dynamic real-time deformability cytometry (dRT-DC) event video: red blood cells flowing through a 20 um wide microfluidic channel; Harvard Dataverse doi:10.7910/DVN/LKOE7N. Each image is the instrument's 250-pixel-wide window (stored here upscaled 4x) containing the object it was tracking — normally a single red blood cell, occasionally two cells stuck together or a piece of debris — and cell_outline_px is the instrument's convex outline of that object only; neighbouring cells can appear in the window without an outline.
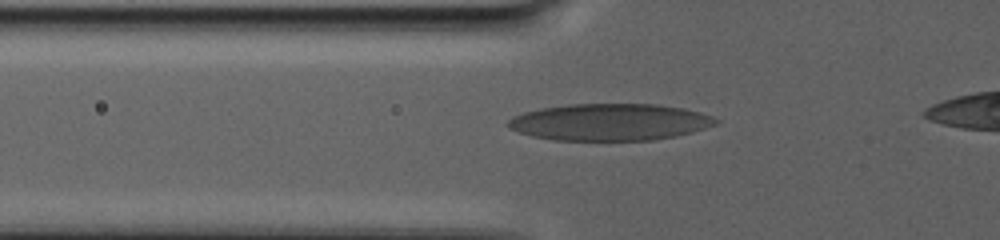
{"species": "human", "species_latin": "Homo sapiens", "temperature_condition": "warm", "stored_images_in_passage": 10, "camera_frame_rate_fps": 3000, "um_per_image_px": 0.085, "donor": {"sex": "male"}, "frame": {"image": 1, "passage_image": 5, "time_ms": 4.0, "image_size_px": [1000, 240], "cell_outline_px": [[720, 120], [716, 124], [692, 132], [652, 140], [556, 140], [532, 136], [508, 128], [504, 124], [512, 116], [524, 112], [540, 108], [568, 104], [660, 104], [684, 108], [700, 112], [712, 116]], "centroid_in_image_um": [51.81, 10.37], "position_along_channel_um": 74.0, "area_um2": 44.68}}
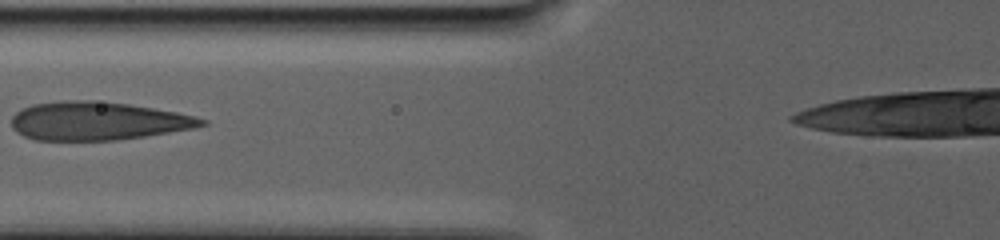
{"frame": {"image": 2, "passage_image": 7, "time_ms": 6.0, "image_size_px": [1000, 240], "cell_outline_px": [[208, 124], [196, 128], [144, 136], [116, 140], [32, 140], [16, 132], [12, 128], [12, 116], [16, 112], [32, 104], [60, 100], [92, 100], [128, 104], [176, 112], [196, 116], [208, 120]], "centroid_in_image_um": [8.3, 10.28], "position_along_channel_um": 117.5, "area_um2": 42.66}}
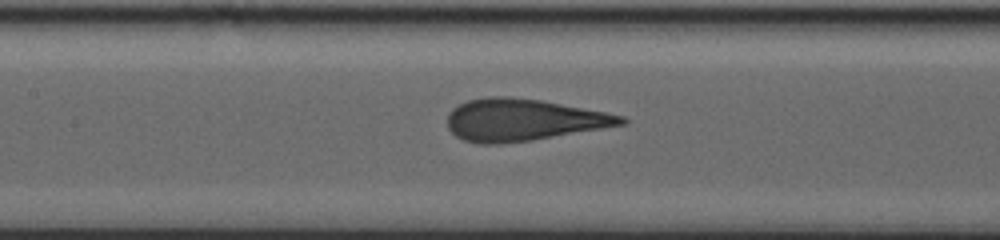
{"frame": {"image": 3, "passage_image": 9, "time_ms": 8.0, "image_size_px": [1000, 240], "cell_outline_px": [[628, 124], [532, 140], [500, 144], [480, 144], [464, 140], [456, 136], [448, 128], [448, 112], [452, 108], [468, 100], [484, 96], [512, 96], [540, 100], [604, 112], [624, 116], [628, 120]], "centroid_in_image_um": [44.45, 10.19], "position_along_channel_um": 163.0, "area_um2": 42.54}}